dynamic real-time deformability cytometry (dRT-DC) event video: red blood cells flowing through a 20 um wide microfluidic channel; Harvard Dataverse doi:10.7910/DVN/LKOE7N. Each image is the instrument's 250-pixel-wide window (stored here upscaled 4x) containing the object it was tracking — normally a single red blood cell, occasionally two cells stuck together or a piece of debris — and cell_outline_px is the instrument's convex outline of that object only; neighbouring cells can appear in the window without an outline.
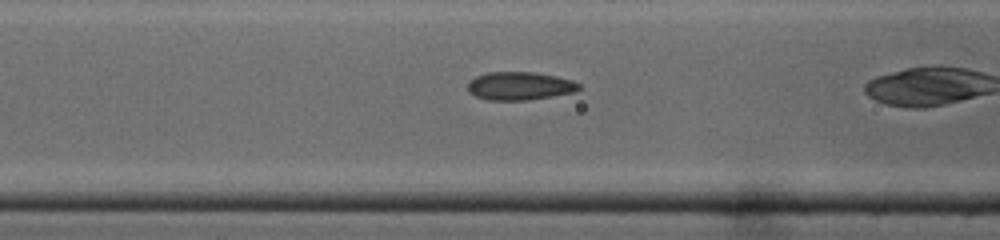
{"species": "common noctule bat (a hibernating species)", "species_latin": "Nyctalus noctula", "temperature_condition": "cold", "stored_images_in_passage": 33, "camera_frame_rate_fps": 3000, "um_per_image_px": 0.085, "animal": {"sex": "male", "body_mass_g": 19.0, "forearm_length_mm": 50.8}, "frame": {"image": 1, "passage_image": 15, "time_ms": 4.667, "image_size_px": [1000, 240], "cell_outline_px": [[584, 88], [576, 92], [528, 100], [488, 100], [476, 96], [468, 92], [468, 84], [476, 76], [488, 72], [532, 72], [556, 76], [572, 80], [580, 84]], "centroid_in_image_um": [44.22, 7.31], "position_along_channel_um": 122.4, "area_um2": 18.32}}